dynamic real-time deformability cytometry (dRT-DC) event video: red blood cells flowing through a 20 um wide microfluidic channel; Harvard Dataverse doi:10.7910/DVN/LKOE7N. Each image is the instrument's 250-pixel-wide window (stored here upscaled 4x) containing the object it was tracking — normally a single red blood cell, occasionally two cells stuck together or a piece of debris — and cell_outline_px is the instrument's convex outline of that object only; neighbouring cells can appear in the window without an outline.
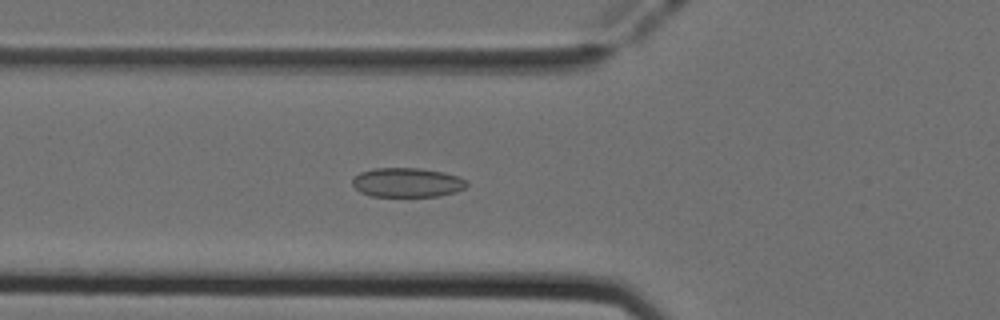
{"species": "Egyptian fruit bat (a non-hibernating species)", "species_latin": "Rousettus aegyptiacus", "temperature_condition": "cold", "stored_images_in_passage": 53, "segment_of_instrument_passage": [1, 2], "camera_frame_rate_fps": 3000, "um_per_image_px": 0.085, "animal": {"sex": "female"}, "frame": {"image": 1, "passage_image": 19, "time_ms": 6.0, "image_size_px": [1000, 320], "cell_outline_px": [[468, 184], [464, 188], [456, 192], [436, 196], [372, 196], [360, 192], [352, 184], [352, 180], [360, 172], [376, 168], [420, 168], [444, 172], [468, 180]], "centroid_in_image_um": [34.62, 15.51], "position_along_channel_um": 91.2, "area_um2": 19.48}}
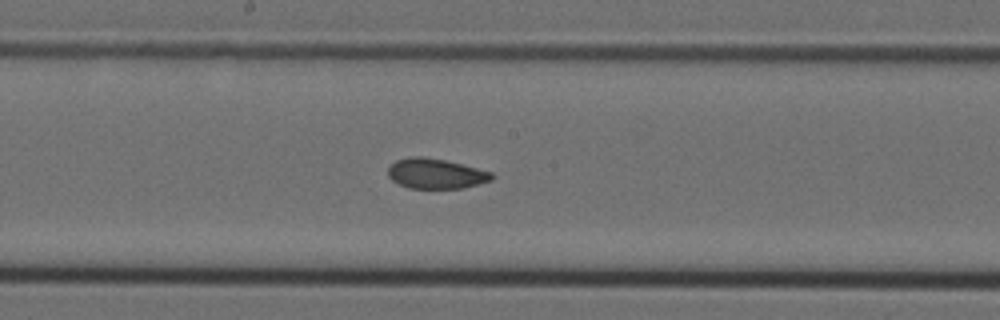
{"frame": {"image": 2, "passage_image": 28, "time_ms": 9.0, "image_size_px": [1000, 320], "cell_outline_px": [[496, 176], [492, 180], [464, 188], [408, 188], [392, 180], [388, 176], [388, 168], [396, 160], [412, 156], [424, 156], [444, 160], [492, 172]], "centroid_in_image_um": [37.05, 14.76], "position_along_channel_um": 211.2, "area_um2": 18.15}}
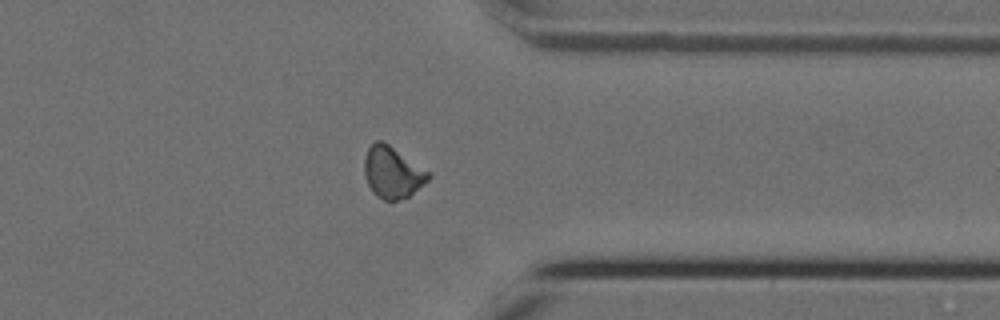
{"frame": {"image": 3, "passage_image": 41, "time_ms": 13.333, "image_size_px": [1000, 320], "cell_outline_px": [[432, 176], [428, 180], [408, 196], [396, 200], [384, 200], [376, 196], [372, 192], [368, 184], [364, 172], [364, 156], [368, 148], [376, 140], [380, 140], [388, 144], [428, 172]], "centroid_in_image_um": [33.31, 14.65], "position_along_channel_um": 378.1, "area_um2": 18.79}}